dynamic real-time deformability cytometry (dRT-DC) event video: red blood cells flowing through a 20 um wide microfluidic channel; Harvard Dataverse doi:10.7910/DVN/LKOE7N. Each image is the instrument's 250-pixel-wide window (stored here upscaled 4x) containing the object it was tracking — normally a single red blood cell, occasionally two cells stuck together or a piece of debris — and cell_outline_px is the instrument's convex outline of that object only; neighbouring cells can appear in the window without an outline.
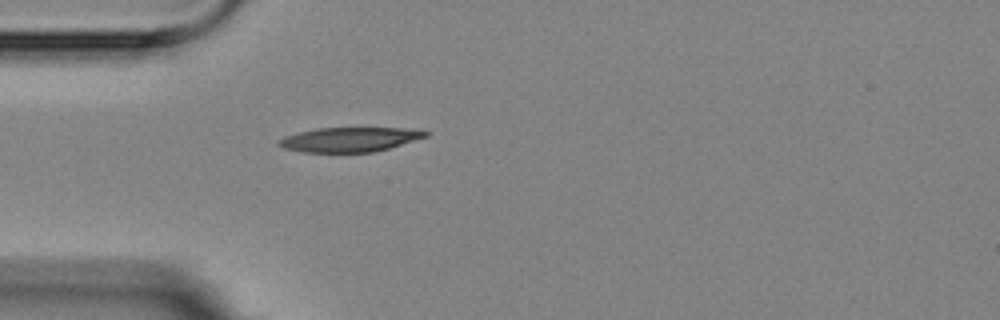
{"species": "Egyptian fruit bat (a non-hibernating species)", "species_latin": "Rousettus aegyptiacus", "temperature_condition": "room temperature", "stored_images_in_passage": 1, "camera_frame_rate_fps": 3000, "um_per_image_px": 0.085, "animal": {"sex": "female"}, "frame": {"image": 1, "passage_image": 1, "time_ms": 0.0, "image_size_px": [1000, 320], "cell_outline_px": [[428, 136], [388, 148], [372, 152], [304, 152], [284, 148], [276, 144], [284, 136], [316, 128], [424, 128], [428, 132]], "centroid_in_image_um": [29.76, 11.84], "position_along_channel_um": 55.2, "area_um2": 20.92}}